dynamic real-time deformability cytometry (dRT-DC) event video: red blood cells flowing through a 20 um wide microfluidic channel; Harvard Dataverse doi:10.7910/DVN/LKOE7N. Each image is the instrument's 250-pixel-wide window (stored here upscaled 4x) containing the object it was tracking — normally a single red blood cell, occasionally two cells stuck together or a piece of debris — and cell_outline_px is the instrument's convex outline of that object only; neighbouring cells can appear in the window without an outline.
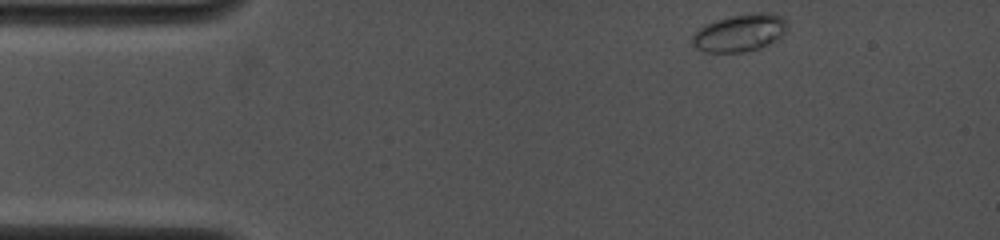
{"species": "common noctule bat (a hibernating species)", "species_latin": "Nyctalus noctula", "temperature_condition": "cold", "stored_images_in_passage": 61, "camera_frame_rate_fps": 4000, "um_per_image_px": 0.085, "animal": {"sex": "female", "body_mass_g": 19.0, "forearm_length_mm": 53.3}, "frame": {"image": 1, "passage_image": 1, "time_ms": 0.0, "image_size_px": [1000, 240], "cell_outline_px": [[788, 28], [784, 36], [760, 48], [744, 52], [704, 52], [696, 48], [692, 44], [692, 36], [704, 24], [716, 20], [732, 16], [752, 12], [772, 12], [784, 16], [788, 20]], "centroid_in_image_um": [62.95, 2.77], "position_along_channel_um": 22.0, "area_um2": 21.15}}
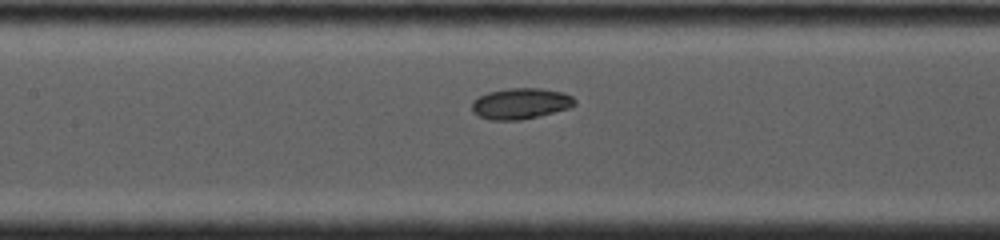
{"frame": {"image": 2, "passage_image": 27, "time_ms": 5.25, "image_size_px": [1000, 240], "cell_outline_px": [[576, 104], [568, 108], [540, 116], [520, 120], [492, 120], [480, 116], [472, 112], [472, 100], [488, 92], [508, 88], [540, 88], [564, 92], [572, 96], [576, 100]], "centroid_in_image_um": [44.26, 8.8], "position_along_channel_um": 163.1, "area_um2": 18.61}}
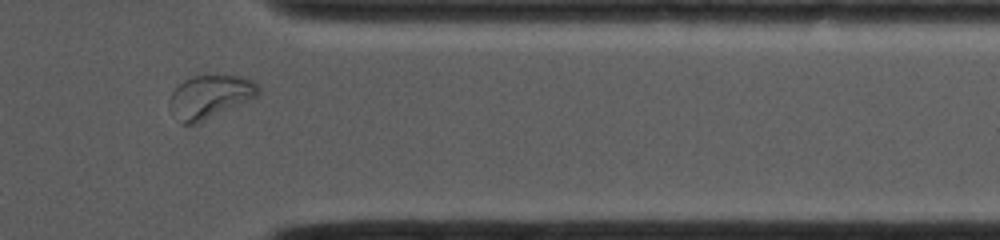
{"frame": {"image": 3, "passage_image": 53, "time_ms": 11.0, "image_size_px": [1000, 240], "cell_outline_px": [[260, 92], [256, 96], [200, 124], [180, 124], [168, 108], [168, 100], [172, 92], [184, 80], [192, 76], [208, 72], [244, 76], [252, 80], [260, 88]], "centroid_in_image_um": [17.81, 8.19], "position_along_channel_um": 393.6, "area_um2": 23.29}, "authors_computed_cell_mechanics": {"area_um2": 18.6116, "velocity_mm_per_s": 4.0254, "shape_relaxation_time_tau1_ms": 1.0867, "shape_relaxation_time_tau2_ms": null, "deformation_change_tau1": 0.0863, "deformation_change_tau2": null}}